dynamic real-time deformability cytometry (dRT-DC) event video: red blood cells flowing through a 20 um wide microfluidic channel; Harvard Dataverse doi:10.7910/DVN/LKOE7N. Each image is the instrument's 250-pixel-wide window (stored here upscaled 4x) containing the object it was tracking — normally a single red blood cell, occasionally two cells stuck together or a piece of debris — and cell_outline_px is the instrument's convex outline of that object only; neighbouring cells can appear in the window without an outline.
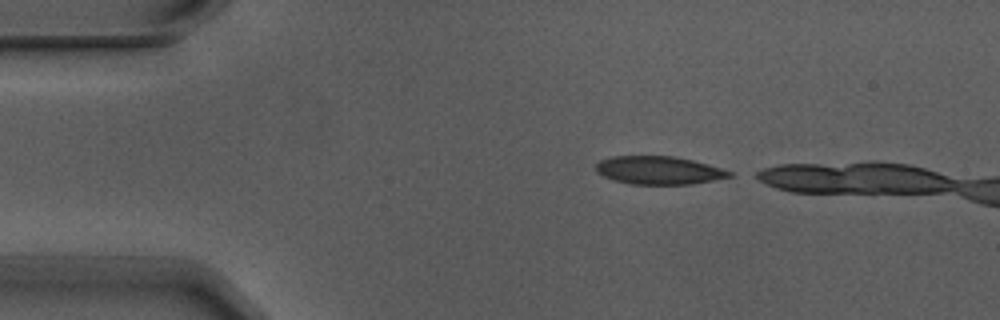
{"species": "Egyptian fruit bat (a non-hibernating species)", "species_latin": "Rousettus aegyptiacus", "temperature_condition": "warm", "stored_images_in_passage": 3, "camera_frame_rate_fps": 3000, "um_per_image_px": 0.085, "animal": {"sex": "male"}, "frame": {"image": 1, "passage_image": 1, "time_ms": 0.0, "image_size_px": [1000, 320], "cell_outline_px": [[732, 176], [692, 184], [632, 184], [612, 180], [596, 172], [596, 164], [600, 160], [612, 156], [672, 156], [692, 160], [708, 164], [732, 172]], "centroid_in_image_um": [55.96, 14.47], "position_along_channel_um": 29.0, "area_um2": 21.73}}